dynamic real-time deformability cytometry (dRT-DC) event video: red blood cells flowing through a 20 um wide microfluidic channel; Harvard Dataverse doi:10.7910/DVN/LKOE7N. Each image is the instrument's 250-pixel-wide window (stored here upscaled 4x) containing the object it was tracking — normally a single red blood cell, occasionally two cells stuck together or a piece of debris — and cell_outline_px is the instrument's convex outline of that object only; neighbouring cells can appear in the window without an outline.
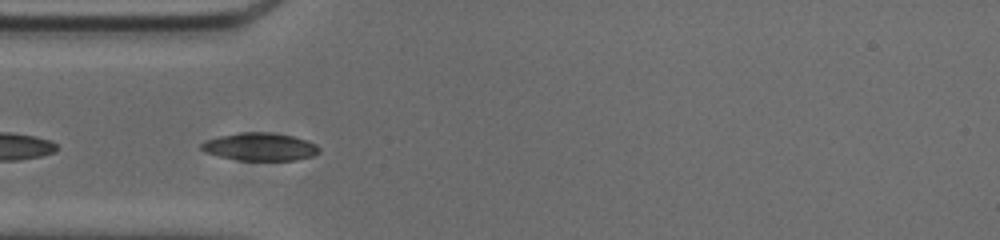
{"species": "common noctule bat (a hibernating species)", "species_latin": "Nyctalus noctula", "temperature_condition": "cold", "stored_images_in_passage": 9, "camera_frame_rate_fps": 3000, "um_per_image_px": 0.085, "animal": {"sex": "male", "body_mass_g": 20.0, "forearm_length_mm": 53.3}, "frame": {"image": 1, "passage_image": 3, "time_ms": 0.667, "image_size_px": [1000, 240], "cell_outline_px": [[320, 152], [312, 156], [296, 160], [236, 160], [204, 152], [200, 148], [200, 144], [204, 140], [216, 136], [240, 132], [268, 132], [292, 136], [308, 140], [316, 144], [320, 148]], "centroid_in_image_um": [22.07, 12.47], "position_along_channel_um": 62.9, "area_um2": 19.31}}
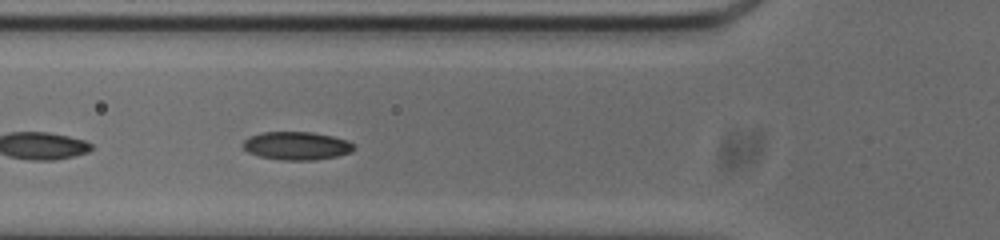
{"frame": {"image": 2, "passage_image": 6, "time_ms": 1.667, "image_size_px": [1000, 240], "cell_outline_px": [[356, 148], [352, 152], [336, 156], [312, 160], [280, 160], [260, 156], [248, 152], [240, 144], [248, 136], [260, 132], [312, 132], [332, 136], [348, 140], [356, 144]], "centroid_in_image_um": [25.22, 12.38], "position_along_channel_um": 100.6, "area_um2": 18.44}}